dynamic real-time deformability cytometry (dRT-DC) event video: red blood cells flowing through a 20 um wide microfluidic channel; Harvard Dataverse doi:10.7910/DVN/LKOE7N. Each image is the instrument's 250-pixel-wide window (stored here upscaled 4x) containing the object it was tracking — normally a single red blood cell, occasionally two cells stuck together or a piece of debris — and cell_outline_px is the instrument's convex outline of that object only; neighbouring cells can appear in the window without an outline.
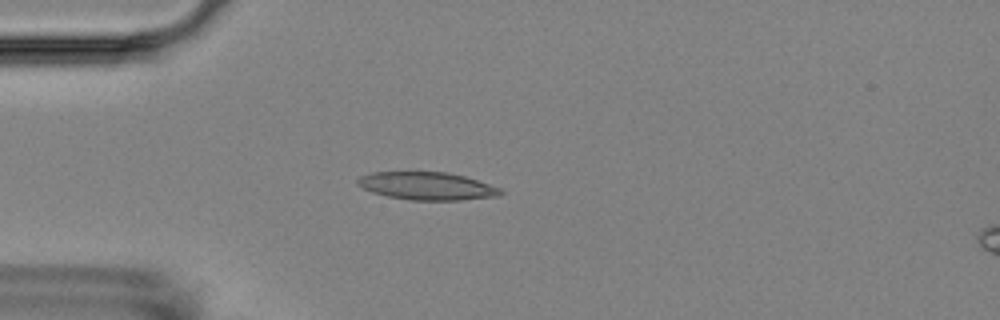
{"species": "Egyptian fruit bat (a non-hibernating species)", "species_latin": "Rousettus aegyptiacus", "temperature_condition": "room temperature", "stored_images_in_passage": 5, "camera_frame_rate_fps": 3000, "um_per_image_px": 0.085, "animal": {"sex": "female"}, "frame": {"image": 1, "passage_image": 4, "time_ms": 4.333, "image_size_px": [1000, 320], "cell_outline_px": [[504, 192], [500, 196], [460, 200], [412, 200], [388, 196], [372, 192], [356, 184], [356, 180], [360, 176], [372, 172], [448, 172], [464, 176], [500, 188]], "centroid_in_image_um": [36.29, 15.81], "position_along_channel_um": 48.7, "area_um2": 23.06}}